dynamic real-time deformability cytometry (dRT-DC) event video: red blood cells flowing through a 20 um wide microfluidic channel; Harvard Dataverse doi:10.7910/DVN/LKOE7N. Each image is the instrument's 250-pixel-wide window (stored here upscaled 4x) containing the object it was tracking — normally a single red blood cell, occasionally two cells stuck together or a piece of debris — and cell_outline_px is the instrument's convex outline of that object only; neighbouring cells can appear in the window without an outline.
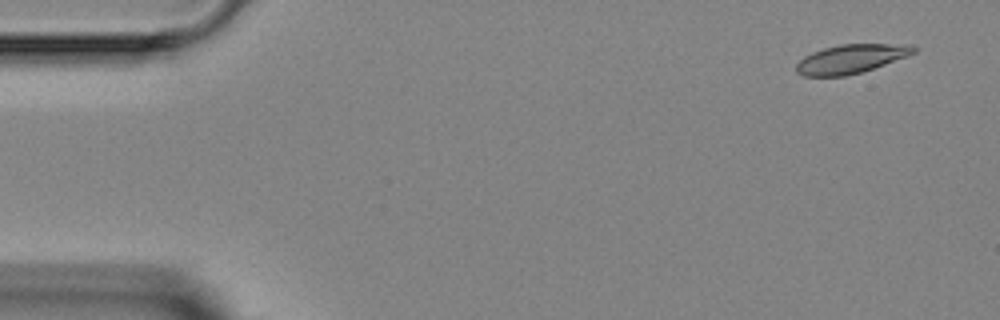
{"species": "Egyptian fruit bat (a non-hibernating species)", "species_latin": "Rousettus aegyptiacus", "temperature_condition": "room temperature", "stored_images_in_passage": 3, "camera_frame_rate_fps": 3000, "um_per_image_px": 0.085, "animal": {"sex": "female"}, "frame": {"image": 1, "passage_image": 1, "time_ms": 0.0, "image_size_px": [1000, 320], "cell_outline_px": [[916, 52], [908, 56], [860, 72], [844, 76], [804, 76], [796, 72], [796, 64], [804, 56], [812, 52], [824, 48], [840, 44], [912, 44], [916, 48]], "centroid_in_image_um": [72.33, 4.99], "position_along_channel_um": 12.7, "area_um2": 19.65}}